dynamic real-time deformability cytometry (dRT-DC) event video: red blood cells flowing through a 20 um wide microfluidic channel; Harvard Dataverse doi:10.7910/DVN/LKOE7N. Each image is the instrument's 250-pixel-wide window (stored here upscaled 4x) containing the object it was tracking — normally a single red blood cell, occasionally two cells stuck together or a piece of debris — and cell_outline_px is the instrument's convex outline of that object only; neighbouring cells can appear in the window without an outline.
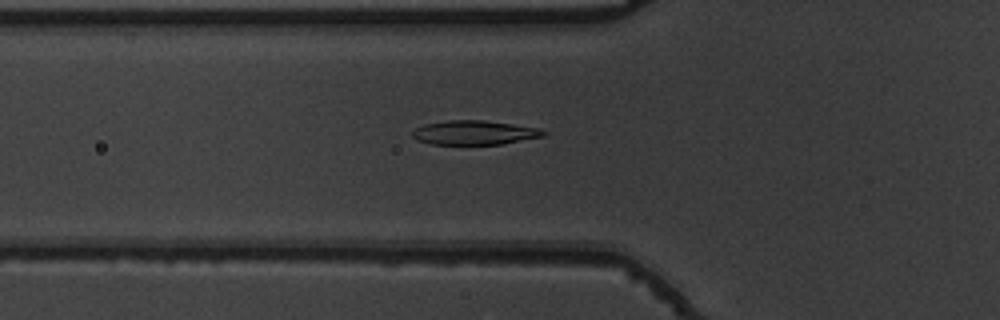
{"species": "common noctule bat (a hibernating species)", "species_latin": "Nyctalus noctula", "temperature_condition": "warm", "stored_images_in_passage": 55, "camera_frame_rate_fps": 3000, "um_per_image_px": 0.085, "animal": {"sex": "male", "body_mass_g": 19.5, "forearm_length_mm": 54.6}, "frame": {"image": 1, "passage_image": 20, "time_ms": 6.333, "image_size_px": [1000, 320], "cell_outline_px": [[548, 132], [544, 136], [504, 144], [432, 144], [420, 140], [412, 136], [412, 132], [416, 128], [424, 124], [448, 120], [484, 120], [540, 128]], "centroid_in_image_um": [40.37, 11.27], "position_along_channel_um": 85.4, "area_um2": 18.44}}
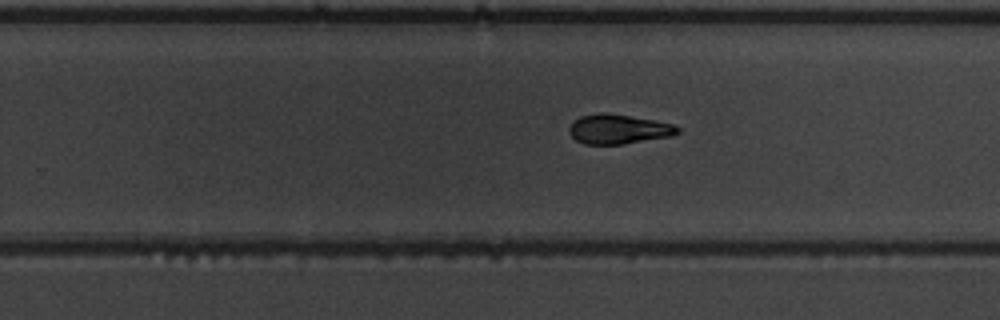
{"frame": {"image": 2, "passage_image": 35, "time_ms": 11.333, "image_size_px": [1000, 320], "cell_outline_px": [[680, 132], [672, 136], [624, 144], [584, 144], [576, 140], [568, 132], [568, 128], [580, 116], [596, 112], [604, 112], [652, 120], [672, 124], [680, 128]], "centroid_in_image_um": [52.55, 10.98], "position_along_channel_um": 277.2, "area_um2": 18.61}}
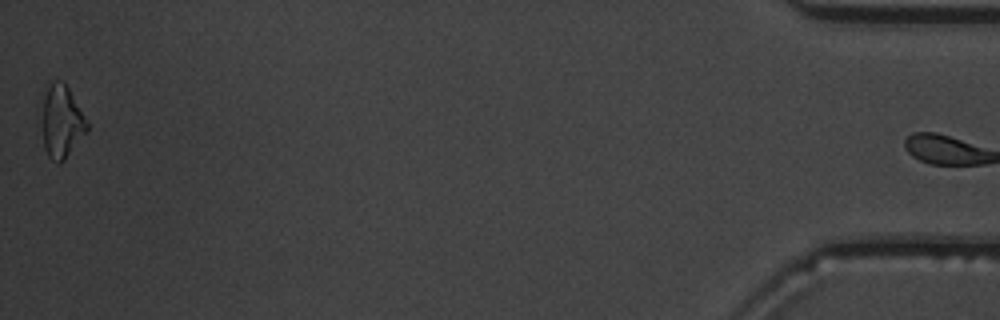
{"frame": {"image": 3, "passage_image": 54, "time_ms": 17.667, "image_size_px": [1000, 320], "cell_outline_px": [[88, 132], [64, 160], [56, 164], [48, 156], [44, 148], [40, 92], [52, 80], [64, 80], [88, 124]], "centroid_in_image_um": [5.18, 10.28], "position_along_channel_um": 430.0, "area_um2": 19.71}}